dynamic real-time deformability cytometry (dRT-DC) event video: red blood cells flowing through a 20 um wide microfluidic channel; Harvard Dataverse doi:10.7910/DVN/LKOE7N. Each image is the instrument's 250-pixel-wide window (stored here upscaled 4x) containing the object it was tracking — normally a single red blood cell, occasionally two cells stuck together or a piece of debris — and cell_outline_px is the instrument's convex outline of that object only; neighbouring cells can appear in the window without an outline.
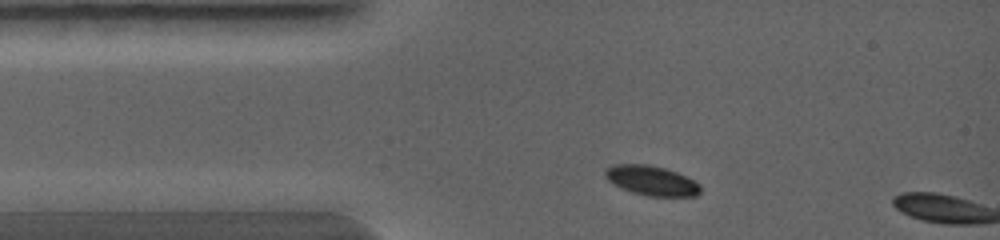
{"species": "common noctule bat (a hibernating species)", "species_latin": "Nyctalus noctula", "temperature_condition": "warm", "stored_images_in_passage": 2, "camera_frame_rate_fps": 5000, "um_per_image_px": 0.085, "animal": {"sex": "female", "body_mass_g": 19.0, "forearm_length_mm": 56.7}, "frame": {"image": 1, "passage_image": 1, "time_ms": 0.0, "image_size_px": [1000, 240], "cell_outline_px": [[700, 192], [696, 196], [648, 196], [632, 192], [620, 188], [608, 180], [604, 176], [604, 168], [612, 164], [648, 164], [664, 168], [676, 172], [700, 184]], "centroid_in_image_um": [55.32, 15.34], "position_along_channel_um": 29.7, "area_um2": 16.53}}